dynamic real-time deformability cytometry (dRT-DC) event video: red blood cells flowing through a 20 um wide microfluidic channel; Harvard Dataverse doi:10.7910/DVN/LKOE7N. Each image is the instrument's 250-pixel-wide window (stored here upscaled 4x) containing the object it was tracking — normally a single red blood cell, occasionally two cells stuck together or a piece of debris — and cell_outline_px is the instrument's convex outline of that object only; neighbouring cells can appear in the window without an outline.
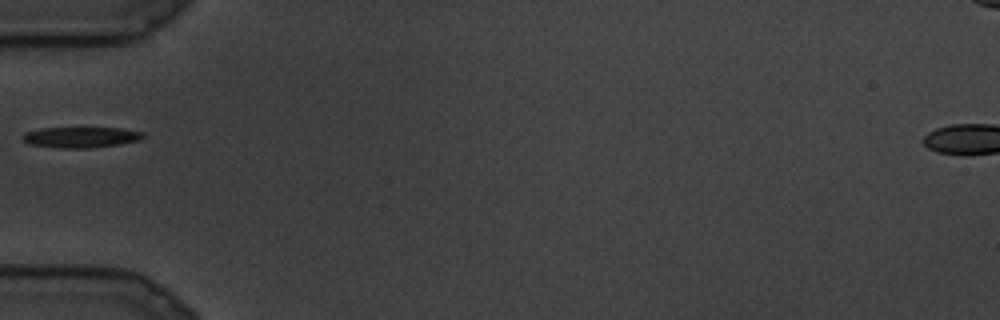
{"species": "common noctule bat (a hibernating species)", "species_latin": "Nyctalus noctula", "temperature_condition": "cold", "stored_images_in_passage": 3, "camera_frame_rate_fps": 3000, "um_per_image_px": 0.085, "animal": {"sex": "male", "body_mass_g": 19.5, "forearm_length_mm": 54.6}, "frame": {"image": 1, "passage_image": 1, "time_ms": 0.0, "image_size_px": [1000, 320], "cell_outline_px": [[144, 136], [140, 140], [120, 144], [88, 148], [60, 148], [28, 144], [20, 140], [20, 136], [24, 132], [40, 128], [120, 128], [144, 132]], "centroid_in_image_um": [6.81, 11.66], "position_along_channel_um": 78.2, "area_um2": 14.74}}
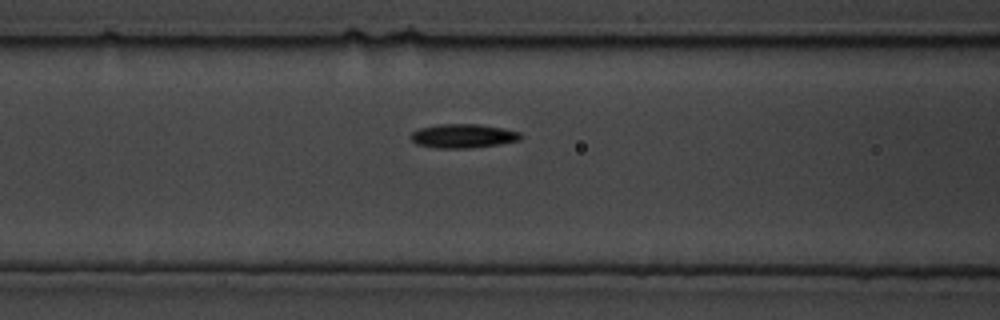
{"frame": {"image": 2, "passage_image": 3, "time_ms": 0.667, "image_size_px": [1000, 320], "cell_outline_px": [[524, 136], [520, 140], [500, 144], [472, 148], [436, 148], [416, 144], [412, 140], [412, 132], [420, 128], [440, 124], [476, 124], [504, 128], [520, 132]], "centroid_in_image_um": [39.41, 11.56], "position_along_channel_um": 127.2, "area_um2": 15.37}}